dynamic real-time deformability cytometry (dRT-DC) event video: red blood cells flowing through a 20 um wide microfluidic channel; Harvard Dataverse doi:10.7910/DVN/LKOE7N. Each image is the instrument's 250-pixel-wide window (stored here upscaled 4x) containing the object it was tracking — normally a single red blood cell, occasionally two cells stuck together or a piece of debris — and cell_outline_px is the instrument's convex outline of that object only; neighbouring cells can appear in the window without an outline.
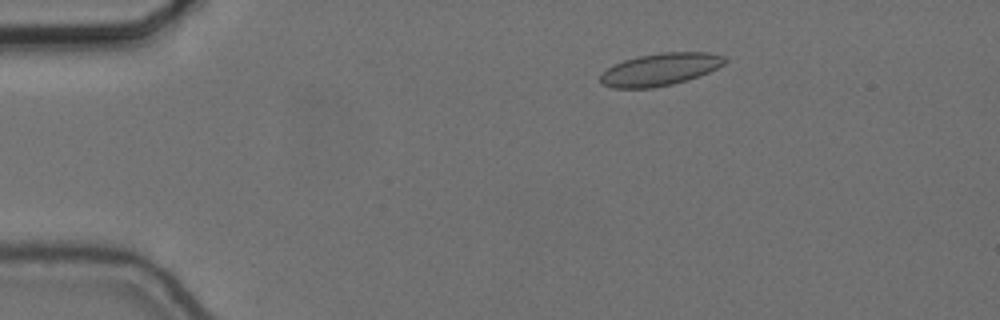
{"species": "common noctule bat (a hibernating species)", "species_latin": "Nyctalus noctula", "temperature_condition": "cold", "stored_images_in_passage": 10, "camera_frame_rate_fps": 3000, "um_per_image_px": 0.085, "animal": {"sex": "female", "body_mass_g": 24.6, "forearm_length_mm": 56.2}, "frame": {"image": 1, "passage_image": 1, "time_ms": 0.0, "image_size_px": [1000, 320], "cell_outline_px": [[728, 60], [724, 64], [700, 76], [672, 84], [652, 88], [612, 88], [600, 84], [600, 76], [612, 64], [624, 60], [640, 56], [660, 52], [708, 52], [724, 56]], "centroid_in_image_um": [56.1, 5.9], "position_along_channel_um": 28.9, "area_um2": 23.52}}
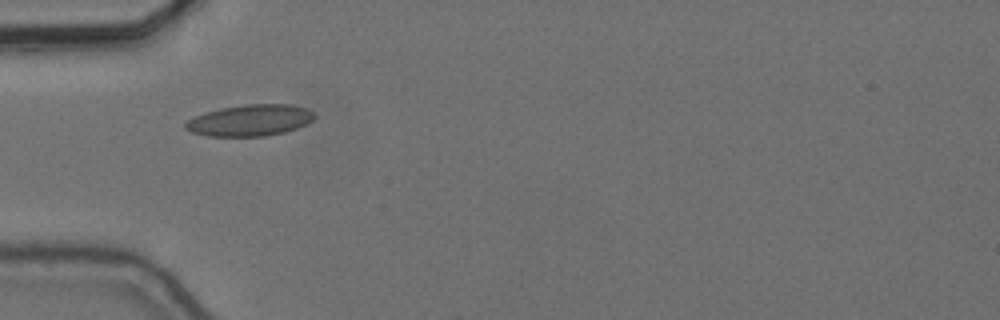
{"frame": {"image": 2, "passage_image": 9, "time_ms": 2.667, "image_size_px": [1000, 320], "cell_outline_px": [[316, 116], [312, 120], [296, 128], [284, 132], [264, 136], [208, 136], [192, 132], [184, 128], [184, 124], [188, 120], [204, 112], [220, 108], [244, 104], [292, 104], [308, 108], [316, 112]], "centroid_in_image_um": [21.27, 10.21], "position_along_channel_um": 63.7, "area_um2": 23.7}}